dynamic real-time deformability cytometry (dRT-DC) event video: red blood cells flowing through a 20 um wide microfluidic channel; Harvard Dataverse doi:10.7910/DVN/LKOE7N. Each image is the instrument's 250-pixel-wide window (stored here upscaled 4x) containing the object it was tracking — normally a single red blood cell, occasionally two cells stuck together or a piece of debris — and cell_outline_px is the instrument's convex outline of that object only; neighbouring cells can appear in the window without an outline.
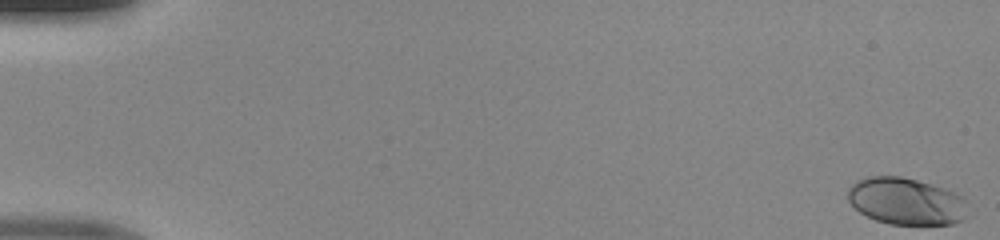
{"species": "human", "species_latin": "Homo sapiens", "temperature_condition": "room temperature", "stored_images_in_passage": 50, "camera_frame_rate_fps": 3000, "um_per_image_px": 0.085, "donor": {"sex": "male"}, "frame": {"image": 1, "passage_image": 1, "time_ms": 0.0, "image_size_px": [1000, 240], "cell_outline_px": [[964, 220], [952, 224], [888, 224], [876, 220], [860, 212], [848, 200], [848, 188], [856, 180], [868, 176], [900, 176], [932, 184], [944, 188], [964, 196]], "centroid_in_image_um": [76.99, 17.1], "position_along_channel_um": 8.0, "area_um2": 32.66}}
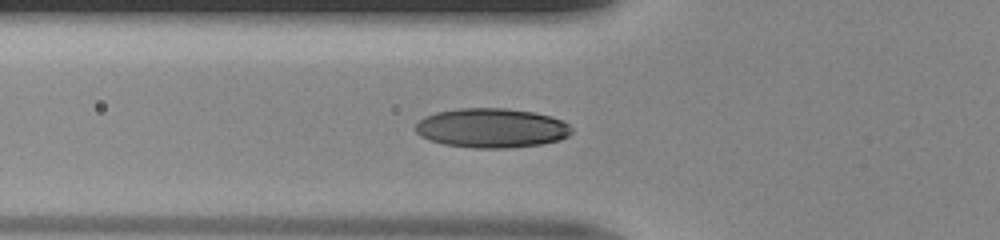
{"frame": {"image": 2, "passage_image": 19, "time_ms": 6.0, "image_size_px": [1000, 240], "cell_outline_px": [[572, 132], [568, 136], [560, 140], [540, 144], [508, 148], [476, 148], [444, 144], [420, 136], [416, 132], [416, 124], [424, 116], [436, 112], [456, 108], [504, 108], [532, 112], [548, 116], [560, 120], [568, 124], [572, 128]], "centroid_in_image_um": [41.77, 10.88], "position_along_channel_um": 84.0, "area_um2": 35.72}}
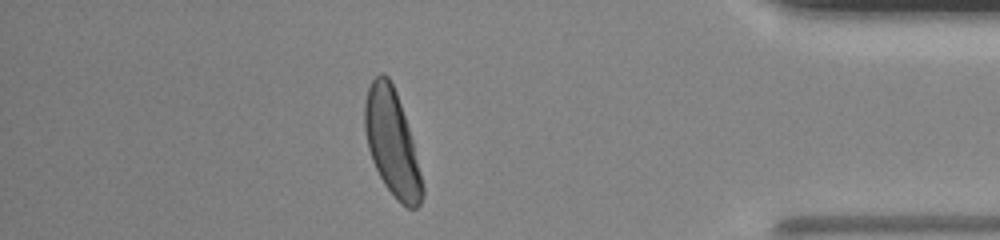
{"frame": {"image": 3, "passage_image": 44, "time_ms": 14.333, "image_size_px": [1000, 240], "cell_outline_px": [[424, 196], [420, 204], [416, 208], [408, 208], [400, 204], [396, 200], [384, 184], [372, 160], [368, 148], [364, 128], [364, 100], [368, 88], [372, 80], [380, 72], [384, 72], [388, 76], [396, 92], [412, 140], [424, 188]], "centroid_in_image_um": [33.3, 12.15], "position_along_channel_um": 401.9, "area_um2": 35.26}}